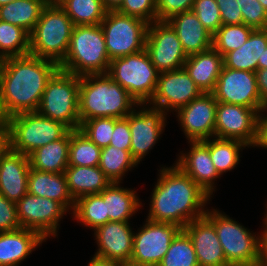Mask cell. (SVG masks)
<instances>
[{
  "instance_id": "obj_56",
  "label": "cell",
  "mask_w": 267,
  "mask_h": 266,
  "mask_svg": "<svg viewBox=\"0 0 267 266\" xmlns=\"http://www.w3.org/2000/svg\"><path fill=\"white\" fill-rule=\"evenodd\" d=\"M15 0H0V6L6 5L7 3L13 2Z\"/></svg>"
},
{
  "instance_id": "obj_41",
  "label": "cell",
  "mask_w": 267,
  "mask_h": 266,
  "mask_svg": "<svg viewBox=\"0 0 267 266\" xmlns=\"http://www.w3.org/2000/svg\"><path fill=\"white\" fill-rule=\"evenodd\" d=\"M192 11L212 35L222 26L216 0H195Z\"/></svg>"
},
{
  "instance_id": "obj_45",
  "label": "cell",
  "mask_w": 267,
  "mask_h": 266,
  "mask_svg": "<svg viewBox=\"0 0 267 266\" xmlns=\"http://www.w3.org/2000/svg\"><path fill=\"white\" fill-rule=\"evenodd\" d=\"M20 228L22 227L18 220L16 203L9 201L0 194V232L13 231Z\"/></svg>"
},
{
  "instance_id": "obj_17",
  "label": "cell",
  "mask_w": 267,
  "mask_h": 266,
  "mask_svg": "<svg viewBox=\"0 0 267 266\" xmlns=\"http://www.w3.org/2000/svg\"><path fill=\"white\" fill-rule=\"evenodd\" d=\"M202 94L185 68L159 73L155 92L147 105L167 112L178 111Z\"/></svg>"
},
{
  "instance_id": "obj_55",
  "label": "cell",
  "mask_w": 267,
  "mask_h": 266,
  "mask_svg": "<svg viewBox=\"0 0 267 266\" xmlns=\"http://www.w3.org/2000/svg\"><path fill=\"white\" fill-rule=\"evenodd\" d=\"M267 68V48L264 50L262 54V69Z\"/></svg>"
},
{
  "instance_id": "obj_53",
  "label": "cell",
  "mask_w": 267,
  "mask_h": 266,
  "mask_svg": "<svg viewBox=\"0 0 267 266\" xmlns=\"http://www.w3.org/2000/svg\"><path fill=\"white\" fill-rule=\"evenodd\" d=\"M9 117L6 115L0 96V130H8Z\"/></svg>"
},
{
  "instance_id": "obj_32",
  "label": "cell",
  "mask_w": 267,
  "mask_h": 266,
  "mask_svg": "<svg viewBox=\"0 0 267 266\" xmlns=\"http://www.w3.org/2000/svg\"><path fill=\"white\" fill-rule=\"evenodd\" d=\"M75 26L100 25L107 9L102 0H56Z\"/></svg>"
},
{
  "instance_id": "obj_9",
  "label": "cell",
  "mask_w": 267,
  "mask_h": 266,
  "mask_svg": "<svg viewBox=\"0 0 267 266\" xmlns=\"http://www.w3.org/2000/svg\"><path fill=\"white\" fill-rule=\"evenodd\" d=\"M107 74L138 104H146L151 100L159 76L145 49L111 60Z\"/></svg>"
},
{
  "instance_id": "obj_22",
  "label": "cell",
  "mask_w": 267,
  "mask_h": 266,
  "mask_svg": "<svg viewBox=\"0 0 267 266\" xmlns=\"http://www.w3.org/2000/svg\"><path fill=\"white\" fill-rule=\"evenodd\" d=\"M29 156L9 147L0 156V194L17 203L28 193Z\"/></svg>"
},
{
  "instance_id": "obj_25",
  "label": "cell",
  "mask_w": 267,
  "mask_h": 266,
  "mask_svg": "<svg viewBox=\"0 0 267 266\" xmlns=\"http://www.w3.org/2000/svg\"><path fill=\"white\" fill-rule=\"evenodd\" d=\"M28 193L59 202L73 212L75 200L71 196L64 173H49L29 168Z\"/></svg>"
},
{
  "instance_id": "obj_16",
  "label": "cell",
  "mask_w": 267,
  "mask_h": 266,
  "mask_svg": "<svg viewBox=\"0 0 267 266\" xmlns=\"http://www.w3.org/2000/svg\"><path fill=\"white\" fill-rule=\"evenodd\" d=\"M136 108L140 109L138 111L134 109L126 118L131 132L130 152L139 164L160 139L168 114L161 109L147 105V103L146 105L138 104Z\"/></svg>"
},
{
  "instance_id": "obj_29",
  "label": "cell",
  "mask_w": 267,
  "mask_h": 266,
  "mask_svg": "<svg viewBox=\"0 0 267 266\" xmlns=\"http://www.w3.org/2000/svg\"><path fill=\"white\" fill-rule=\"evenodd\" d=\"M64 175L75 201L84 195L99 194L112 183L99 166H68Z\"/></svg>"
},
{
  "instance_id": "obj_23",
  "label": "cell",
  "mask_w": 267,
  "mask_h": 266,
  "mask_svg": "<svg viewBox=\"0 0 267 266\" xmlns=\"http://www.w3.org/2000/svg\"><path fill=\"white\" fill-rule=\"evenodd\" d=\"M167 22L176 31L187 57L212 48L213 35L192 10L175 14Z\"/></svg>"
},
{
  "instance_id": "obj_50",
  "label": "cell",
  "mask_w": 267,
  "mask_h": 266,
  "mask_svg": "<svg viewBox=\"0 0 267 266\" xmlns=\"http://www.w3.org/2000/svg\"><path fill=\"white\" fill-rule=\"evenodd\" d=\"M125 264L119 261L102 259L93 256L87 266H124Z\"/></svg>"
},
{
  "instance_id": "obj_35",
  "label": "cell",
  "mask_w": 267,
  "mask_h": 266,
  "mask_svg": "<svg viewBox=\"0 0 267 266\" xmlns=\"http://www.w3.org/2000/svg\"><path fill=\"white\" fill-rule=\"evenodd\" d=\"M74 219L82 225L93 229L108 222L105 203L99 194H88L79 197L75 201V207L71 213Z\"/></svg>"
},
{
  "instance_id": "obj_37",
  "label": "cell",
  "mask_w": 267,
  "mask_h": 266,
  "mask_svg": "<svg viewBox=\"0 0 267 266\" xmlns=\"http://www.w3.org/2000/svg\"><path fill=\"white\" fill-rule=\"evenodd\" d=\"M30 36L20 26L0 21V61L29 54Z\"/></svg>"
},
{
  "instance_id": "obj_34",
  "label": "cell",
  "mask_w": 267,
  "mask_h": 266,
  "mask_svg": "<svg viewBox=\"0 0 267 266\" xmlns=\"http://www.w3.org/2000/svg\"><path fill=\"white\" fill-rule=\"evenodd\" d=\"M137 165L130 150H122L111 145L101 148L99 168L111 182L122 183L121 180L127 171Z\"/></svg>"
},
{
  "instance_id": "obj_51",
  "label": "cell",
  "mask_w": 267,
  "mask_h": 266,
  "mask_svg": "<svg viewBox=\"0 0 267 266\" xmlns=\"http://www.w3.org/2000/svg\"><path fill=\"white\" fill-rule=\"evenodd\" d=\"M265 227L262 233V261L261 266H267V224L263 222Z\"/></svg>"
},
{
  "instance_id": "obj_19",
  "label": "cell",
  "mask_w": 267,
  "mask_h": 266,
  "mask_svg": "<svg viewBox=\"0 0 267 266\" xmlns=\"http://www.w3.org/2000/svg\"><path fill=\"white\" fill-rule=\"evenodd\" d=\"M98 250L94 256L130 263L133 252L134 231L128 222L109 221L94 230Z\"/></svg>"
},
{
  "instance_id": "obj_58",
  "label": "cell",
  "mask_w": 267,
  "mask_h": 266,
  "mask_svg": "<svg viewBox=\"0 0 267 266\" xmlns=\"http://www.w3.org/2000/svg\"><path fill=\"white\" fill-rule=\"evenodd\" d=\"M267 208V207H266ZM267 210V209H266ZM265 220H263L266 224H267V211H266V214H265Z\"/></svg>"
},
{
  "instance_id": "obj_47",
  "label": "cell",
  "mask_w": 267,
  "mask_h": 266,
  "mask_svg": "<svg viewBox=\"0 0 267 266\" xmlns=\"http://www.w3.org/2000/svg\"><path fill=\"white\" fill-rule=\"evenodd\" d=\"M113 147L130 150L131 147V132L128 119L121 118L115 122L110 144Z\"/></svg>"
},
{
  "instance_id": "obj_20",
  "label": "cell",
  "mask_w": 267,
  "mask_h": 266,
  "mask_svg": "<svg viewBox=\"0 0 267 266\" xmlns=\"http://www.w3.org/2000/svg\"><path fill=\"white\" fill-rule=\"evenodd\" d=\"M188 143L191 145L189 152L181 151V156L178 155L175 164L211 196L213 191H216L215 179L221 176L213 165L210 156L209 139L188 141Z\"/></svg>"
},
{
  "instance_id": "obj_28",
  "label": "cell",
  "mask_w": 267,
  "mask_h": 266,
  "mask_svg": "<svg viewBox=\"0 0 267 266\" xmlns=\"http://www.w3.org/2000/svg\"><path fill=\"white\" fill-rule=\"evenodd\" d=\"M135 189L123 188L120 182H112L99 195L105 203L109 221L128 222L135 215L142 203Z\"/></svg>"
},
{
  "instance_id": "obj_52",
  "label": "cell",
  "mask_w": 267,
  "mask_h": 266,
  "mask_svg": "<svg viewBox=\"0 0 267 266\" xmlns=\"http://www.w3.org/2000/svg\"><path fill=\"white\" fill-rule=\"evenodd\" d=\"M8 130H0V156L8 149Z\"/></svg>"
},
{
  "instance_id": "obj_27",
  "label": "cell",
  "mask_w": 267,
  "mask_h": 266,
  "mask_svg": "<svg viewBox=\"0 0 267 266\" xmlns=\"http://www.w3.org/2000/svg\"><path fill=\"white\" fill-rule=\"evenodd\" d=\"M266 48L267 29H254L240 48L223 56V66L256 72L257 69H262V54Z\"/></svg>"
},
{
  "instance_id": "obj_26",
  "label": "cell",
  "mask_w": 267,
  "mask_h": 266,
  "mask_svg": "<svg viewBox=\"0 0 267 266\" xmlns=\"http://www.w3.org/2000/svg\"><path fill=\"white\" fill-rule=\"evenodd\" d=\"M183 67L202 93H212L223 67V56L212 47L188 56Z\"/></svg>"
},
{
  "instance_id": "obj_1",
  "label": "cell",
  "mask_w": 267,
  "mask_h": 266,
  "mask_svg": "<svg viewBox=\"0 0 267 266\" xmlns=\"http://www.w3.org/2000/svg\"><path fill=\"white\" fill-rule=\"evenodd\" d=\"M53 61L27 54L0 61V96L8 117L37 112L48 81L59 70Z\"/></svg>"
},
{
  "instance_id": "obj_4",
  "label": "cell",
  "mask_w": 267,
  "mask_h": 266,
  "mask_svg": "<svg viewBox=\"0 0 267 266\" xmlns=\"http://www.w3.org/2000/svg\"><path fill=\"white\" fill-rule=\"evenodd\" d=\"M110 59L100 25L74 26L65 59L59 64L62 71L84 76L107 73Z\"/></svg>"
},
{
  "instance_id": "obj_44",
  "label": "cell",
  "mask_w": 267,
  "mask_h": 266,
  "mask_svg": "<svg viewBox=\"0 0 267 266\" xmlns=\"http://www.w3.org/2000/svg\"><path fill=\"white\" fill-rule=\"evenodd\" d=\"M195 0H156L157 21H167L178 13L191 11Z\"/></svg>"
},
{
  "instance_id": "obj_43",
  "label": "cell",
  "mask_w": 267,
  "mask_h": 266,
  "mask_svg": "<svg viewBox=\"0 0 267 266\" xmlns=\"http://www.w3.org/2000/svg\"><path fill=\"white\" fill-rule=\"evenodd\" d=\"M239 2L243 24L253 29H267V11L258 0H236Z\"/></svg>"
},
{
  "instance_id": "obj_3",
  "label": "cell",
  "mask_w": 267,
  "mask_h": 266,
  "mask_svg": "<svg viewBox=\"0 0 267 266\" xmlns=\"http://www.w3.org/2000/svg\"><path fill=\"white\" fill-rule=\"evenodd\" d=\"M138 105L107 73L80 76L79 118H125Z\"/></svg>"
},
{
  "instance_id": "obj_6",
  "label": "cell",
  "mask_w": 267,
  "mask_h": 266,
  "mask_svg": "<svg viewBox=\"0 0 267 266\" xmlns=\"http://www.w3.org/2000/svg\"><path fill=\"white\" fill-rule=\"evenodd\" d=\"M230 266H261L262 234L251 233L240 223L217 209L206 211ZM257 235V236H256Z\"/></svg>"
},
{
  "instance_id": "obj_18",
  "label": "cell",
  "mask_w": 267,
  "mask_h": 266,
  "mask_svg": "<svg viewBox=\"0 0 267 266\" xmlns=\"http://www.w3.org/2000/svg\"><path fill=\"white\" fill-rule=\"evenodd\" d=\"M217 101L212 93H202L177 111L178 122L189 141L215 137Z\"/></svg>"
},
{
  "instance_id": "obj_30",
  "label": "cell",
  "mask_w": 267,
  "mask_h": 266,
  "mask_svg": "<svg viewBox=\"0 0 267 266\" xmlns=\"http://www.w3.org/2000/svg\"><path fill=\"white\" fill-rule=\"evenodd\" d=\"M70 130L60 139L37 148L29 155L30 167L49 173H64L69 160Z\"/></svg>"
},
{
  "instance_id": "obj_15",
  "label": "cell",
  "mask_w": 267,
  "mask_h": 266,
  "mask_svg": "<svg viewBox=\"0 0 267 266\" xmlns=\"http://www.w3.org/2000/svg\"><path fill=\"white\" fill-rule=\"evenodd\" d=\"M16 210L21 227L36 231L45 240L58 235L59 222L68 212L55 200L29 193L16 203Z\"/></svg>"
},
{
  "instance_id": "obj_5",
  "label": "cell",
  "mask_w": 267,
  "mask_h": 266,
  "mask_svg": "<svg viewBox=\"0 0 267 266\" xmlns=\"http://www.w3.org/2000/svg\"><path fill=\"white\" fill-rule=\"evenodd\" d=\"M74 24L56 1H49L29 34V54L60 64L67 54Z\"/></svg>"
},
{
  "instance_id": "obj_54",
  "label": "cell",
  "mask_w": 267,
  "mask_h": 266,
  "mask_svg": "<svg viewBox=\"0 0 267 266\" xmlns=\"http://www.w3.org/2000/svg\"><path fill=\"white\" fill-rule=\"evenodd\" d=\"M122 2L123 0H102V3L107 10H116Z\"/></svg>"
},
{
  "instance_id": "obj_48",
  "label": "cell",
  "mask_w": 267,
  "mask_h": 266,
  "mask_svg": "<svg viewBox=\"0 0 267 266\" xmlns=\"http://www.w3.org/2000/svg\"><path fill=\"white\" fill-rule=\"evenodd\" d=\"M258 92L262 102L267 106V68L256 70Z\"/></svg>"
},
{
  "instance_id": "obj_24",
  "label": "cell",
  "mask_w": 267,
  "mask_h": 266,
  "mask_svg": "<svg viewBox=\"0 0 267 266\" xmlns=\"http://www.w3.org/2000/svg\"><path fill=\"white\" fill-rule=\"evenodd\" d=\"M45 241L39 233L26 228L0 232V266H19Z\"/></svg>"
},
{
  "instance_id": "obj_7",
  "label": "cell",
  "mask_w": 267,
  "mask_h": 266,
  "mask_svg": "<svg viewBox=\"0 0 267 266\" xmlns=\"http://www.w3.org/2000/svg\"><path fill=\"white\" fill-rule=\"evenodd\" d=\"M80 76L58 70L48 81L37 112L78 130Z\"/></svg>"
},
{
  "instance_id": "obj_39",
  "label": "cell",
  "mask_w": 267,
  "mask_h": 266,
  "mask_svg": "<svg viewBox=\"0 0 267 266\" xmlns=\"http://www.w3.org/2000/svg\"><path fill=\"white\" fill-rule=\"evenodd\" d=\"M254 29L245 24L222 25L212 37V47L222 56L240 48Z\"/></svg>"
},
{
  "instance_id": "obj_14",
  "label": "cell",
  "mask_w": 267,
  "mask_h": 266,
  "mask_svg": "<svg viewBox=\"0 0 267 266\" xmlns=\"http://www.w3.org/2000/svg\"><path fill=\"white\" fill-rule=\"evenodd\" d=\"M145 50L159 73L183 68L187 60L176 31L167 21L148 25Z\"/></svg>"
},
{
  "instance_id": "obj_11",
  "label": "cell",
  "mask_w": 267,
  "mask_h": 266,
  "mask_svg": "<svg viewBox=\"0 0 267 266\" xmlns=\"http://www.w3.org/2000/svg\"><path fill=\"white\" fill-rule=\"evenodd\" d=\"M145 221L141 229L134 232L133 252L128 265L158 266L172 240L182 229L172 223Z\"/></svg>"
},
{
  "instance_id": "obj_2",
  "label": "cell",
  "mask_w": 267,
  "mask_h": 266,
  "mask_svg": "<svg viewBox=\"0 0 267 266\" xmlns=\"http://www.w3.org/2000/svg\"><path fill=\"white\" fill-rule=\"evenodd\" d=\"M152 190L150 209L146 219L153 222L172 223L182 229L206 213L204 207L210 196L176 164L161 167Z\"/></svg>"
},
{
  "instance_id": "obj_31",
  "label": "cell",
  "mask_w": 267,
  "mask_h": 266,
  "mask_svg": "<svg viewBox=\"0 0 267 266\" xmlns=\"http://www.w3.org/2000/svg\"><path fill=\"white\" fill-rule=\"evenodd\" d=\"M51 0H15L0 6V21L20 26L29 34Z\"/></svg>"
},
{
  "instance_id": "obj_21",
  "label": "cell",
  "mask_w": 267,
  "mask_h": 266,
  "mask_svg": "<svg viewBox=\"0 0 267 266\" xmlns=\"http://www.w3.org/2000/svg\"><path fill=\"white\" fill-rule=\"evenodd\" d=\"M183 230L192 241L199 266H230L214 224L206 215L189 222Z\"/></svg>"
},
{
  "instance_id": "obj_40",
  "label": "cell",
  "mask_w": 267,
  "mask_h": 266,
  "mask_svg": "<svg viewBox=\"0 0 267 266\" xmlns=\"http://www.w3.org/2000/svg\"><path fill=\"white\" fill-rule=\"evenodd\" d=\"M117 118H94L83 121L79 130L84 133L98 147H107L110 144L113 129Z\"/></svg>"
},
{
  "instance_id": "obj_12",
  "label": "cell",
  "mask_w": 267,
  "mask_h": 266,
  "mask_svg": "<svg viewBox=\"0 0 267 266\" xmlns=\"http://www.w3.org/2000/svg\"><path fill=\"white\" fill-rule=\"evenodd\" d=\"M259 113L252 108L217 102L215 137L238 140L256 147L259 138Z\"/></svg>"
},
{
  "instance_id": "obj_57",
  "label": "cell",
  "mask_w": 267,
  "mask_h": 266,
  "mask_svg": "<svg viewBox=\"0 0 267 266\" xmlns=\"http://www.w3.org/2000/svg\"><path fill=\"white\" fill-rule=\"evenodd\" d=\"M262 6L264 7V9L267 11V0H258Z\"/></svg>"
},
{
  "instance_id": "obj_42",
  "label": "cell",
  "mask_w": 267,
  "mask_h": 266,
  "mask_svg": "<svg viewBox=\"0 0 267 266\" xmlns=\"http://www.w3.org/2000/svg\"><path fill=\"white\" fill-rule=\"evenodd\" d=\"M116 11L138 17L149 24L157 21L156 0H123Z\"/></svg>"
},
{
  "instance_id": "obj_33",
  "label": "cell",
  "mask_w": 267,
  "mask_h": 266,
  "mask_svg": "<svg viewBox=\"0 0 267 266\" xmlns=\"http://www.w3.org/2000/svg\"><path fill=\"white\" fill-rule=\"evenodd\" d=\"M246 147L248 146L238 140L216 137L209 139L210 156L220 176L231 171L240 163V152Z\"/></svg>"
},
{
  "instance_id": "obj_49",
  "label": "cell",
  "mask_w": 267,
  "mask_h": 266,
  "mask_svg": "<svg viewBox=\"0 0 267 266\" xmlns=\"http://www.w3.org/2000/svg\"><path fill=\"white\" fill-rule=\"evenodd\" d=\"M267 112V107L259 115V138L256 147L267 149V115L263 112ZM265 116V117H264Z\"/></svg>"
},
{
  "instance_id": "obj_8",
  "label": "cell",
  "mask_w": 267,
  "mask_h": 266,
  "mask_svg": "<svg viewBox=\"0 0 267 266\" xmlns=\"http://www.w3.org/2000/svg\"><path fill=\"white\" fill-rule=\"evenodd\" d=\"M69 130L62 122L38 112H23L9 117V148L29 156L37 148L62 138Z\"/></svg>"
},
{
  "instance_id": "obj_38",
  "label": "cell",
  "mask_w": 267,
  "mask_h": 266,
  "mask_svg": "<svg viewBox=\"0 0 267 266\" xmlns=\"http://www.w3.org/2000/svg\"><path fill=\"white\" fill-rule=\"evenodd\" d=\"M158 266H199L189 235L181 229Z\"/></svg>"
},
{
  "instance_id": "obj_36",
  "label": "cell",
  "mask_w": 267,
  "mask_h": 266,
  "mask_svg": "<svg viewBox=\"0 0 267 266\" xmlns=\"http://www.w3.org/2000/svg\"><path fill=\"white\" fill-rule=\"evenodd\" d=\"M101 148L84 133L70 130L68 166H99Z\"/></svg>"
},
{
  "instance_id": "obj_13",
  "label": "cell",
  "mask_w": 267,
  "mask_h": 266,
  "mask_svg": "<svg viewBox=\"0 0 267 266\" xmlns=\"http://www.w3.org/2000/svg\"><path fill=\"white\" fill-rule=\"evenodd\" d=\"M212 94L217 102L252 108L259 114L267 107L258 92L255 72L223 66Z\"/></svg>"
},
{
  "instance_id": "obj_10",
  "label": "cell",
  "mask_w": 267,
  "mask_h": 266,
  "mask_svg": "<svg viewBox=\"0 0 267 266\" xmlns=\"http://www.w3.org/2000/svg\"><path fill=\"white\" fill-rule=\"evenodd\" d=\"M149 23L138 17L107 10L100 26L110 61L145 49Z\"/></svg>"
},
{
  "instance_id": "obj_46",
  "label": "cell",
  "mask_w": 267,
  "mask_h": 266,
  "mask_svg": "<svg viewBox=\"0 0 267 266\" xmlns=\"http://www.w3.org/2000/svg\"><path fill=\"white\" fill-rule=\"evenodd\" d=\"M222 25L242 24L243 18L239 2L236 0H216Z\"/></svg>"
}]
</instances>
